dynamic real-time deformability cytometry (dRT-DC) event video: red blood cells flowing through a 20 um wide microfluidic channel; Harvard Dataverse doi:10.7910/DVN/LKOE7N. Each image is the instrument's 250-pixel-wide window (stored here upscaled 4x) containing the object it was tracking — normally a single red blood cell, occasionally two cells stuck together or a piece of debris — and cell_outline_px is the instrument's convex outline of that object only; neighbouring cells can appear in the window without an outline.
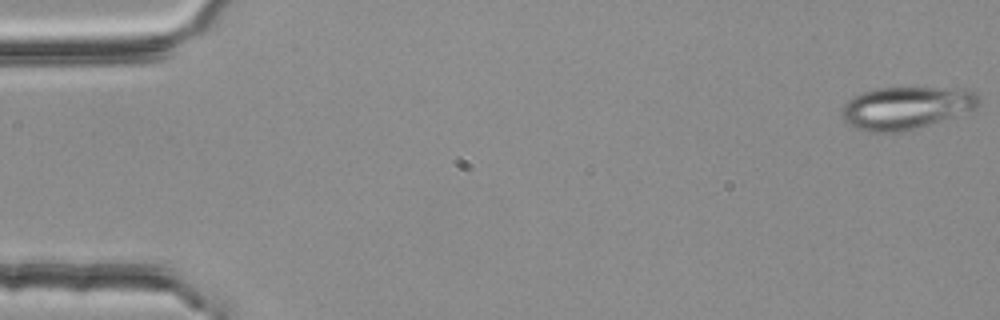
{"species": "common noctule bat (a hibernating species)", "species_latin": "Nyctalus noctula", "temperature_condition": "room temperature", "stored_images_in_passage": 54, "camera_frame_rate_fps": 3000, "um_per_image_px": 0.085, "animal": {"sex": "female", "body_mass_g": 25.1}, "frame": {"image": 1, "passage_image": 1, "time_ms": 0.0, "image_size_px": [1000, 320], "cell_outline_px": [[984, 100], [976, 108], [928, 124], [912, 128], [884, 132], [876, 132], [856, 128], [848, 124], [844, 120], [840, 112], [844, 104], [848, 100], [864, 92], [876, 88], [936, 88], [976, 92]], "centroid_in_image_um": [77.0, 9.15], "position_along_channel_um": 8.0, "area_um2": 33.0}}
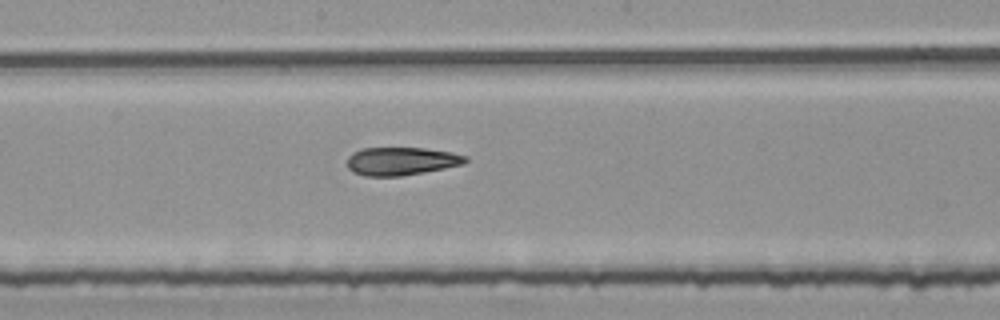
{"frame": {"image": 2, "passage_image": 29, "time_ms": 9.333, "image_size_px": [1000, 320], "cell_outline_px": [[468, 160], [464, 164], [424, 172], [400, 176], [364, 176], [352, 172], [348, 168], [348, 156], [352, 152], [364, 148], [424, 148], [452, 152], [468, 156]], "centroid_in_image_um": [34.11, 13.7], "position_along_channel_um": 214.1, "area_um2": 19.42}}
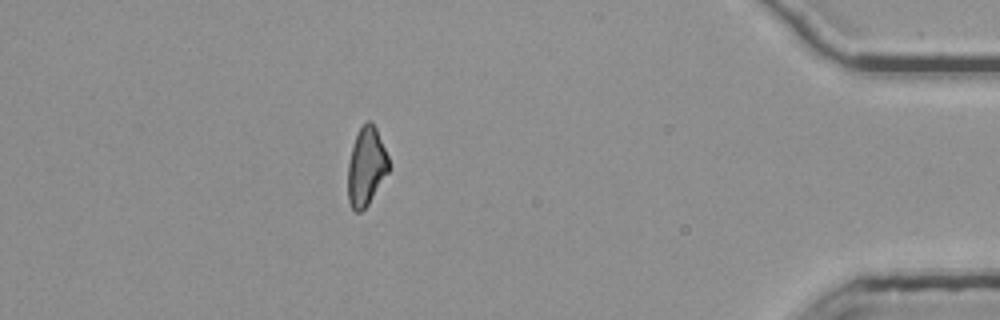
{"frame": {"image": 3, "passage_image": 48, "time_ms": 15.667, "image_size_px": [1000, 320], "cell_outline_px": [[388, 172], [368, 204], [360, 212], [356, 212], [352, 208], [348, 200], [348, 164], [352, 148], [356, 136], [360, 128], [368, 120], [372, 120], [376, 128], [388, 156]], "centroid_in_image_um": [31.12, 14.15], "position_along_channel_um": 404.1, "area_um2": 18.32}, "authors_computed_cell_mechanics": {"area_um2": 19.9121, "velocity_mm_per_s": 3.7952, "shape_relaxation_time_tau1_ms": null, "shape_relaxation_time_tau2_ms": 3.2852, "deformation_change_tau1": null, "deformation_change_tau2": 0.1231}}